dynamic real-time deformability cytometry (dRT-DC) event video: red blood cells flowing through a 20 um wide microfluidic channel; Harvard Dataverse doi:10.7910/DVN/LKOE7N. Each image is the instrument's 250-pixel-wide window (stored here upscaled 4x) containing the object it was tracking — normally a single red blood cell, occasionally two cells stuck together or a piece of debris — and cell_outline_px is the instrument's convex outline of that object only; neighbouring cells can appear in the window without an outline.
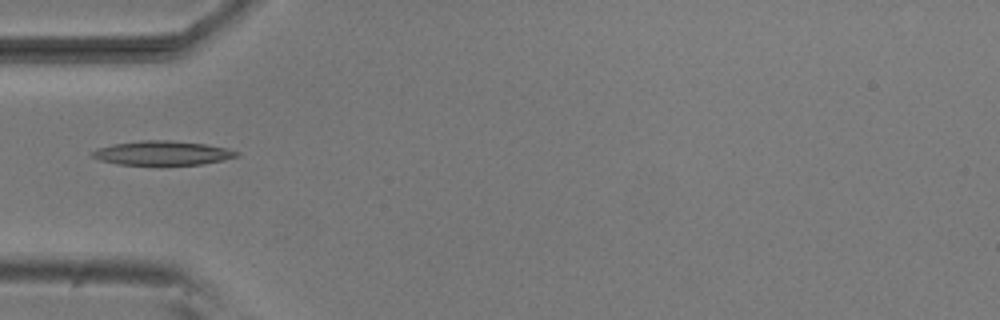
{"species": "common noctule bat (a hibernating species)", "species_latin": "Nyctalus noctula", "temperature_condition": "room temperature", "stored_images_in_passage": 19, "camera_frame_rate_fps": 3000, "um_per_image_px": 0.085, "animal": {"sex": "male", "body_mass_g": 20.5, "forearm_length_mm": 52.5}, "frame": {"image": 1, "passage_image": 1, "time_ms": 0.0, "image_size_px": [1000, 320], "cell_outline_px": [[240, 156], [200, 164], [160, 168], [156, 168], [116, 164], [100, 160], [92, 156], [88, 152], [96, 148], [112, 144], [140, 140], [168, 140], [204, 144], [228, 148], [240, 152]], "centroid_in_image_um": [13.74, 13.05], "position_along_channel_um": 71.3, "area_um2": 21.5}}
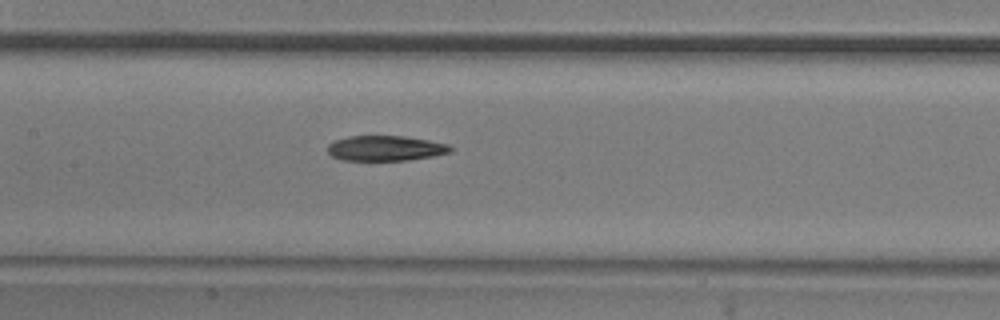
{"frame": {"image": 2, "passage_image": 9, "time_ms": 2.667, "image_size_px": [1000, 320], "cell_outline_px": [[452, 152], [432, 156], [408, 160], [340, 160], [332, 156], [328, 152], [328, 144], [332, 140], [348, 136], [404, 136], [428, 140], [448, 144], [452, 148]], "centroid_in_image_um": [32.73, 12.6], "position_along_channel_um": 174.7, "area_um2": 18.09}}
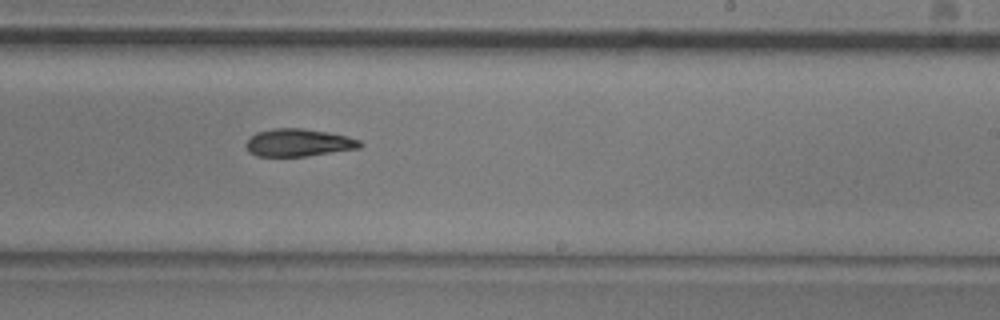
{"frame": {"image": 3, "passage_image": 16, "time_ms": 5.0, "image_size_px": [1000, 320], "cell_outline_px": [[364, 144], [360, 148], [304, 156], [256, 156], [248, 152], [248, 140], [256, 132], [272, 128], [300, 128], [328, 132], [348, 136], [360, 140]], "centroid_in_image_um": [25.4, 12.12], "position_along_channel_um": 263.6, "area_um2": 18.21}}